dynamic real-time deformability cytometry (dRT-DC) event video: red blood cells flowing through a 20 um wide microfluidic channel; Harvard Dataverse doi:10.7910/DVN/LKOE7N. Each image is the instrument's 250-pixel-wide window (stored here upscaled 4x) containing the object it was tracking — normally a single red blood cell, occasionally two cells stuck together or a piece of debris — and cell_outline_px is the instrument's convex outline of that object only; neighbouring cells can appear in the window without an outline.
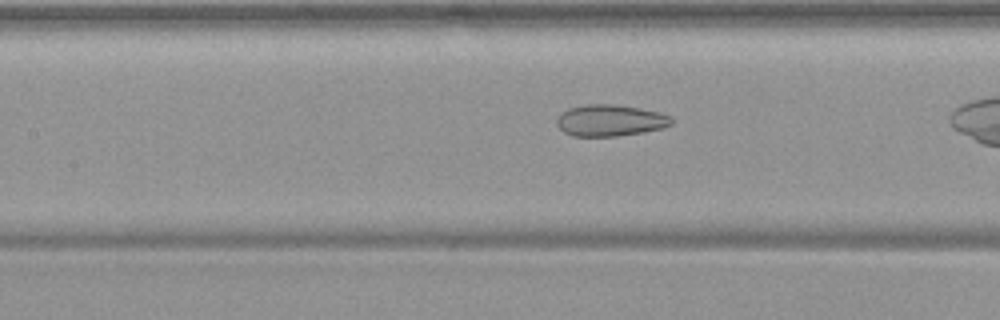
{"species": "common noctule bat (a hibernating species)", "species_latin": "Nyctalus noctula", "temperature_condition": "warm", "stored_images_in_passage": 22, "camera_frame_rate_fps": 3000, "um_per_image_px": 0.085, "animal": {"sex": "female", "body_mass_g": 19.9}, "frame": {"image": 1, "passage_image": 19, "time_ms": 6.0, "image_size_px": [1000, 320], "cell_outline_px": [[672, 124], [664, 128], [644, 132], [616, 136], [572, 136], [564, 132], [556, 124], [556, 116], [560, 112], [568, 108], [584, 104], [616, 104], [640, 108], [660, 112], [672, 116]], "centroid_in_image_um": [51.85, 10.22], "position_along_channel_um": 155.5, "area_um2": 21.44}}